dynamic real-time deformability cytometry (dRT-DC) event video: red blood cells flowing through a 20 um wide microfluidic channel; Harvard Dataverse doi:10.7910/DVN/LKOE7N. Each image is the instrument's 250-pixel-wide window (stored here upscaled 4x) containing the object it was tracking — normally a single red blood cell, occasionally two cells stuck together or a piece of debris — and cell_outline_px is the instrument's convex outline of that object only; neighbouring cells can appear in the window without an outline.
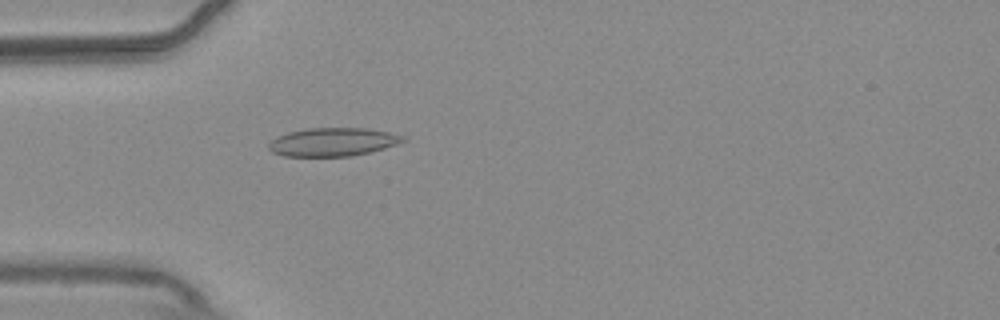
{"species": "common noctule bat (a hibernating species)", "species_latin": "Nyctalus noctula", "temperature_condition": "warm", "stored_images_in_passage": 56, "camera_frame_rate_fps": 3000, "um_per_image_px": 0.085, "animal": {"sex": "male", "body_mass_g": 20.4}, "frame": {"image": 1, "passage_image": 17, "time_ms": 5.333, "image_size_px": [1000, 320], "cell_outline_px": [[408, 140], [384, 148], [352, 156], [284, 156], [272, 152], [268, 148], [268, 144], [276, 136], [288, 132], [308, 128], [368, 128], [388, 132], [404, 136]], "centroid_in_image_um": [28.28, 12.06], "position_along_channel_um": 56.7, "area_um2": 22.2}}
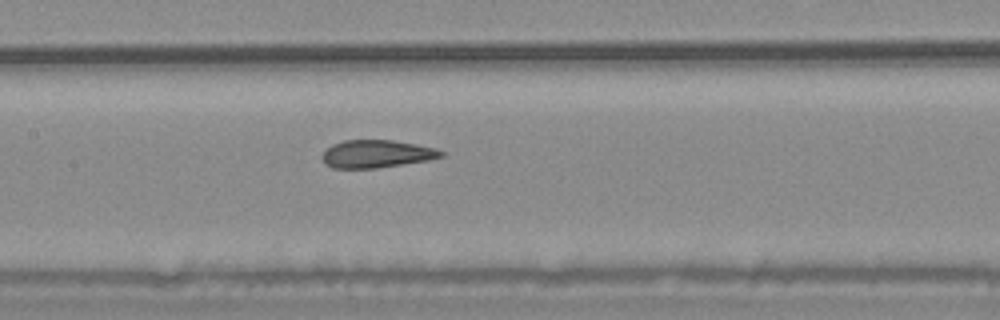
{"frame": {"image": 2, "passage_image": 27, "time_ms": 8.667, "image_size_px": [1000, 320], "cell_outline_px": [[444, 156], [428, 160], [376, 168], [332, 168], [324, 164], [320, 156], [332, 144], [344, 140], [392, 140], [416, 144], [436, 148], [444, 152]], "centroid_in_image_um": [31.98, 13.08], "position_along_channel_um": 175.4, "area_um2": 19.25}}
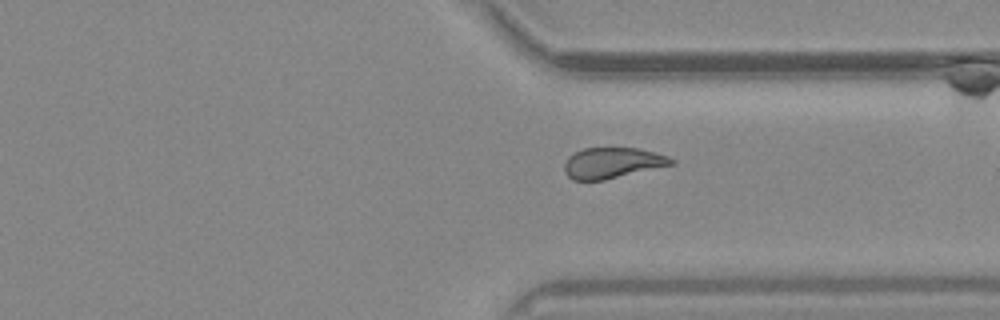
{"frame": {"image": 3, "passage_image": 42, "time_ms": 13.667, "image_size_px": [1000, 320], "cell_outline_px": [[676, 164], [604, 180], [572, 180], [564, 172], [564, 164], [568, 156], [584, 148], [640, 148], [668, 156], [676, 160]], "centroid_in_image_um": [52.07, 13.85], "position_along_channel_um": 359.3, "area_um2": 19.31}, "authors_computed_cell_mechanics": {"area_um2": 20.808, "velocity_mm_per_s": 3.6757, "shape_relaxation_time_tau1_ms": null, "shape_relaxation_time_tau2_ms": 1.4683, "deformation_change_tau1": null, "deformation_change_tau2": 0.0722}}